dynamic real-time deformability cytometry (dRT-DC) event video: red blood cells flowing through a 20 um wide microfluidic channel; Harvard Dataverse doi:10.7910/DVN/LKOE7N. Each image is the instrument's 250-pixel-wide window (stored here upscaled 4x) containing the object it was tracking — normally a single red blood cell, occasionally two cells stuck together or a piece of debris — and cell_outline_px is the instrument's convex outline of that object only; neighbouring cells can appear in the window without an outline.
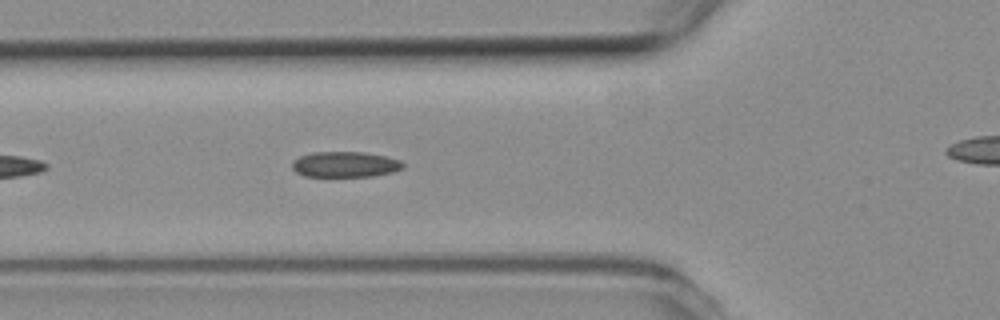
{"species": "common noctule bat (a hibernating species)", "species_latin": "Nyctalus noctula", "temperature_condition": "room temperature", "stored_images_in_passage": 10, "camera_frame_rate_fps": 3000, "um_per_image_px": 0.085, "animal": {"sex": "female", "body_mass_g": 19.3, "forearm_length_mm": 54.1}, "frame": {"image": 1, "passage_image": 7, "time_ms": 2.0, "image_size_px": [1000, 320], "cell_outline_px": [[404, 168], [392, 172], [372, 176], [304, 176], [296, 172], [292, 168], [292, 160], [300, 156], [312, 152], [364, 152], [388, 156], [400, 160], [404, 164]], "centroid_in_image_um": [29.34, 13.96], "position_along_channel_um": 96.5, "area_um2": 16.65}}